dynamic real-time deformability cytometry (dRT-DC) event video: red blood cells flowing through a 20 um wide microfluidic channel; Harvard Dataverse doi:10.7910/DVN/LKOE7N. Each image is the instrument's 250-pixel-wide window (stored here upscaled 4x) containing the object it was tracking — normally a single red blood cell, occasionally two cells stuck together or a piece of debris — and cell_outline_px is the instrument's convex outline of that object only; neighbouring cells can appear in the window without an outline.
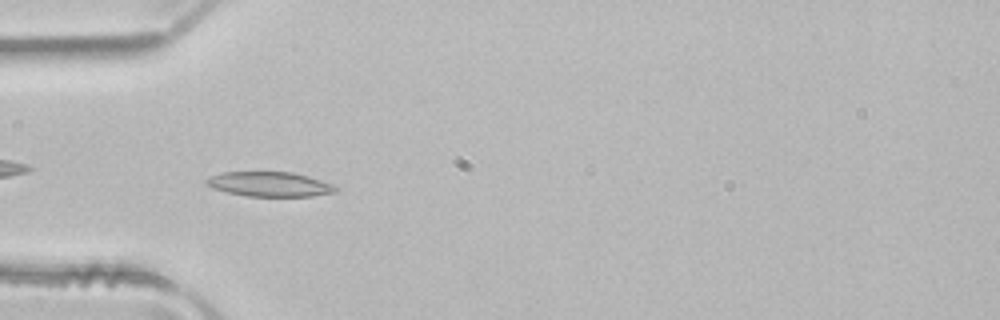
{"species": "common noctule bat (a hibernating species)", "species_latin": "Nyctalus noctula", "temperature_condition": "room temperature", "stored_images_in_passage": 4, "camera_frame_rate_fps": 3000, "um_per_image_px": 0.085, "animal": {"sex": "male", "body_mass_g": 21.5, "forearm_length_mm": 52.0}, "frame": {"image": 1, "passage_image": 4, "time_ms": 1.0, "image_size_px": [1000, 320], "cell_outline_px": [[340, 188], [336, 192], [312, 196], [248, 196], [228, 192], [212, 188], [204, 184], [204, 180], [208, 176], [224, 172], [292, 172], [308, 176], [332, 184]], "centroid_in_image_um": [22.89, 15.65], "position_along_channel_um": 62.1, "area_um2": 18.67}}